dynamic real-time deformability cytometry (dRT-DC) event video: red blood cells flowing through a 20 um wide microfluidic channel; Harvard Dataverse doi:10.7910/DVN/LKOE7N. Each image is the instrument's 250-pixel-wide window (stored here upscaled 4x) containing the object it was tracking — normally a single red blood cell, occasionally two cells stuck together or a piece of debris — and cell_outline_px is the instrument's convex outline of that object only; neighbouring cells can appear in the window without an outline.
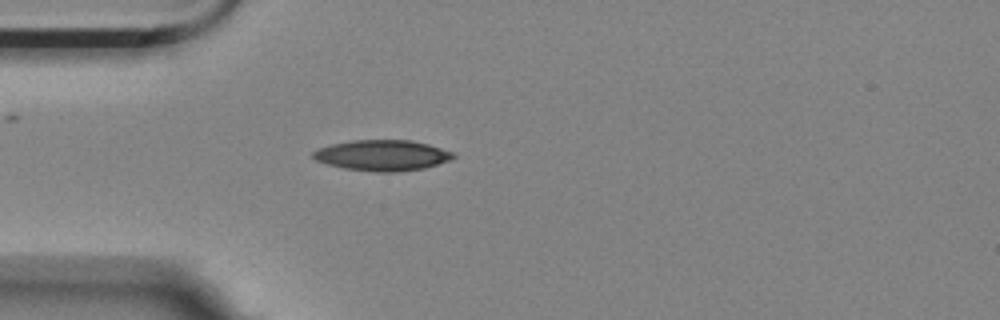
{"species": "Egyptian fruit bat (a non-hibernating species)", "species_latin": "Rousettus aegyptiacus", "temperature_condition": "room temperature", "stored_images_in_passage": 1, "camera_frame_rate_fps": 3000, "um_per_image_px": 0.085, "animal": {"sex": "female"}, "frame": {"image": 1, "passage_image": 1, "time_ms": 0.0, "image_size_px": [1000, 320], "cell_outline_px": [[456, 156], [448, 160], [424, 168], [400, 172], [376, 172], [344, 168], [328, 164], [316, 160], [312, 156], [312, 152], [320, 148], [332, 144], [352, 140], [412, 140], [428, 144], [456, 152]], "centroid_in_image_um": [32.52, 13.2], "position_along_channel_um": 52.5, "area_um2": 25.09}}